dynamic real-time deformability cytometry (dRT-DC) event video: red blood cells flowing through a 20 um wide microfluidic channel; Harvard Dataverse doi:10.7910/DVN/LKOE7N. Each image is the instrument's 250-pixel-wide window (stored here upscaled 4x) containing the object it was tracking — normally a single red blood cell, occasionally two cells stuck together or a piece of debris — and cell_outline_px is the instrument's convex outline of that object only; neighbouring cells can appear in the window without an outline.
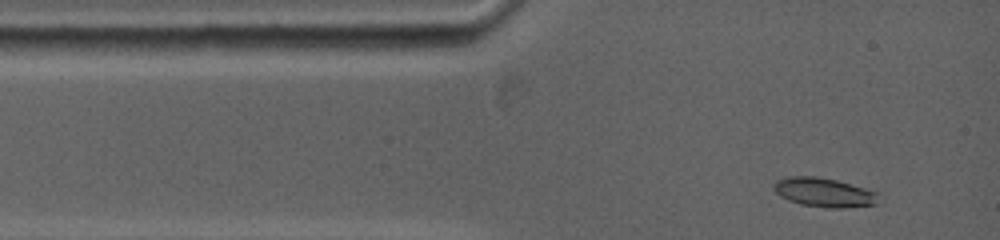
{"species": "common noctule bat (a hibernating species)", "species_latin": "Nyctalus noctula", "temperature_condition": "warm", "stored_images_in_passage": 11, "camera_frame_rate_fps": 5000, "um_per_image_px": 0.085, "animal": {"sex": "female", "body_mass_g": 19.0, "forearm_length_mm": 53.3}, "frame": {"image": 1, "passage_image": 1, "time_ms": 0.0, "image_size_px": [1000, 240], "cell_outline_px": [[880, 204], [844, 208], [828, 208], [800, 204], [788, 200], [780, 196], [772, 188], [772, 184], [776, 180], [788, 176], [816, 176], [836, 180], [880, 192]], "centroid_in_image_um": [70.08, 16.36], "position_along_channel_um": 14.9, "area_um2": 18.21}}
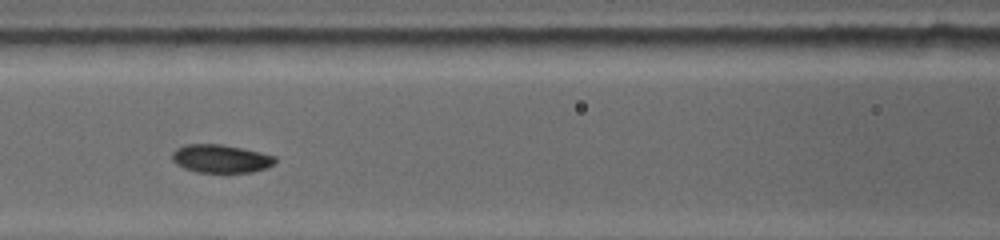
{"frame": {"image": 2, "passage_image": 5, "time_ms": 4.2, "image_size_px": [1000, 240], "cell_outline_px": [[276, 160], [272, 164], [264, 168], [252, 172], [196, 172], [184, 168], [176, 164], [172, 160], [172, 152], [176, 148], [188, 144], [220, 144], [260, 152], [276, 156]], "centroid_in_image_um": [18.73, 13.48], "position_along_channel_um": 147.9, "area_um2": 16.76}}
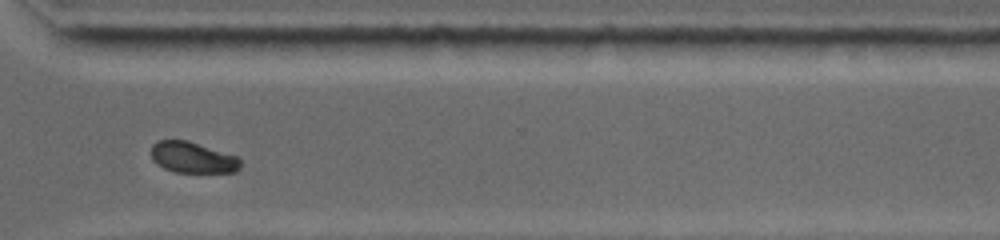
{"frame": {"image": 3, "passage_image": 10, "time_ms": 9.6, "image_size_px": [1000, 240], "cell_outline_px": [[240, 168], [236, 172], [176, 172], [164, 168], [152, 160], [152, 144], [156, 140], [188, 140], [236, 156], [240, 160]], "centroid_in_image_um": [16.36, 13.38], "position_along_channel_um": 354.2, "area_um2": 16.07}, "authors_computed_cell_mechanics": {"area_um2": 16.9354, "velocity_mm_per_s": 3.8247, "shape_relaxation_time_tau1_ms": 2.1988, "shape_relaxation_time_tau2_ms": 2.6018, "deformation_change_tau1": 0.1089, "deformation_change_tau2": 0.0406}}